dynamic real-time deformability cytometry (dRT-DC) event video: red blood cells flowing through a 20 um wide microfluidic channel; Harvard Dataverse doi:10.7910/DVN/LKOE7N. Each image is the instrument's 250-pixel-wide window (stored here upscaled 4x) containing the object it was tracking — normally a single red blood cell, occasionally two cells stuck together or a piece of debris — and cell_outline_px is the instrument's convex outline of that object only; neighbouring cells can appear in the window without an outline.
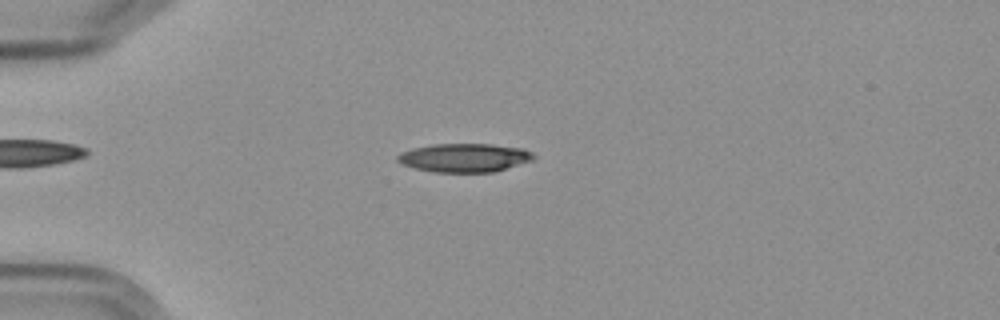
{"species": "Egyptian fruit bat (a non-hibernating species)", "species_latin": "Rousettus aegyptiacus", "temperature_condition": "cold", "stored_images_in_passage": 6, "camera_frame_rate_fps": 3000, "um_per_image_px": 0.085, "frame": {"image": 1, "passage_image": 4, "time_ms": 3.667, "image_size_px": [1000, 320], "cell_outline_px": [[536, 156], [532, 160], [492, 172], [432, 172], [416, 168], [404, 164], [396, 160], [396, 156], [400, 152], [412, 148], [432, 144], [492, 144], [524, 148], [532, 152]], "centroid_in_image_um": [39.46, 13.39], "position_along_channel_um": 45.5, "area_um2": 22.66}}
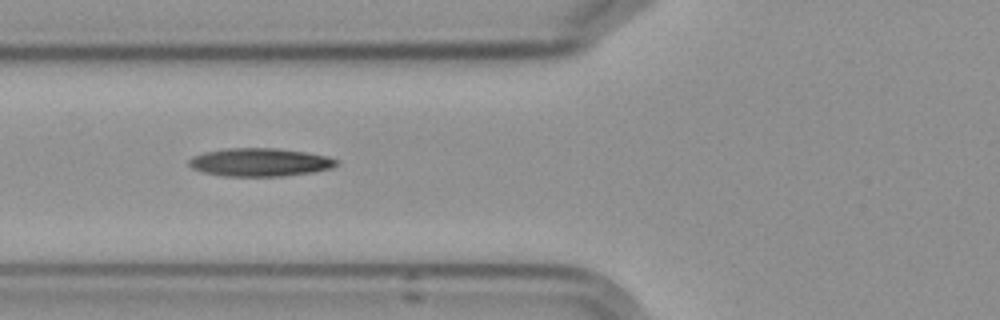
{"frame": {"image": 2, "passage_image": 6, "time_ms": 6.0, "image_size_px": [1000, 320], "cell_outline_px": [[340, 164], [332, 168], [312, 172], [284, 176], [224, 176], [204, 172], [192, 168], [188, 164], [188, 160], [192, 156], [204, 152], [224, 148], [276, 148], [304, 152], [328, 156], [340, 160]], "centroid_in_image_um": [22.11, 13.79], "position_along_channel_um": 103.7, "area_um2": 24.39}}